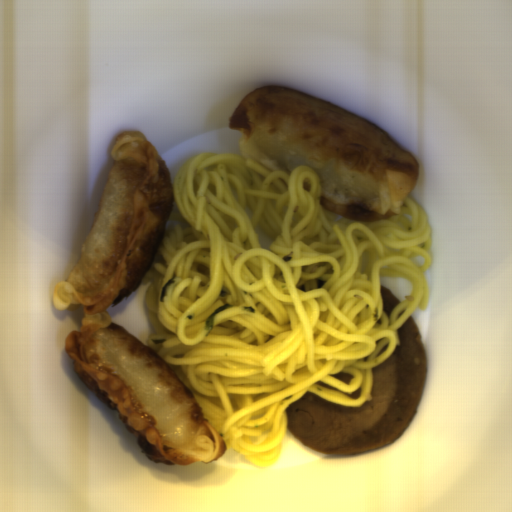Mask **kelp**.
I'll return each mask as SVG.
<instances>
[{
    "instance_id": "2",
    "label": "kelp",
    "mask_w": 512,
    "mask_h": 512,
    "mask_svg": "<svg viewBox=\"0 0 512 512\" xmlns=\"http://www.w3.org/2000/svg\"><path fill=\"white\" fill-rule=\"evenodd\" d=\"M175 278H169L168 281L162 286L161 294H160V302H164V299L167 294V289L175 282Z\"/></svg>"
},
{
    "instance_id": "1",
    "label": "kelp",
    "mask_w": 512,
    "mask_h": 512,
    "mask_svg": "<svg viewBox=\"0 0 512 512\" xmlns=\"http://www.w3.org/2000/svg\"><path fill=\"white\" fill-rule=\"evenodd\" d=\"M233 305H235V304L224 303V304L219 305V306L216 307V309L213 311V313L209 316V318L206 320V322L204 324V327H205V330H206L205 337L209 336V334H210V332H211V330H212V328L214 326V319L219 314H221L222 312L226 311L227 309H229Z\"/></svg>"
}]
</instances>
